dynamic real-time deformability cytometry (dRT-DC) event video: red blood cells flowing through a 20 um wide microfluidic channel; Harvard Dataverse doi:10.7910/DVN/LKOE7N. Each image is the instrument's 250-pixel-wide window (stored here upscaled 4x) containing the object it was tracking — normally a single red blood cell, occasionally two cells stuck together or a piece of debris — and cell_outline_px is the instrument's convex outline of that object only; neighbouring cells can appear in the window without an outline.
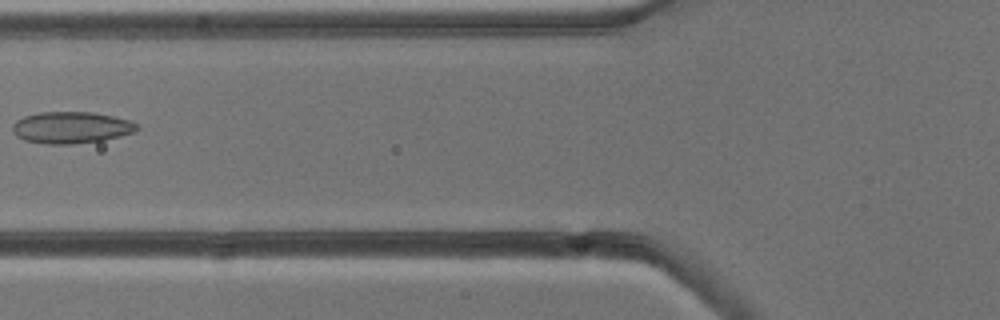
{"species": "common noctule bat (a hibernating species)", "species_latin": "Nyctalus noctula", "temperature_condition": "cold", "stored_images_in_passage": 4, "camera_frame_rate_fps": 3000, "um_per_image_px": 0.085, "animal": {"sex": "male", "body_mass_g": 13.3}, "frame": {"image": 1, "passage_image": 3, "time_ms": 2.333, "image_size_px": [1000, 320], "cell_outline_px": [[140, 128], [132, 132], [120, 136], [104, 140], [72, 144], [48, 144], [24, 140], [16, 136], [12, 132], [12, 124], [16, 120], [24, 116], [40, 112], [92, 112], [112, 116], [128, 120], [136, 124]], "centroid_in_image_um": [6.01, 10.84], "position_along_channel_um": 119.8, "area_um2": 22.95}}
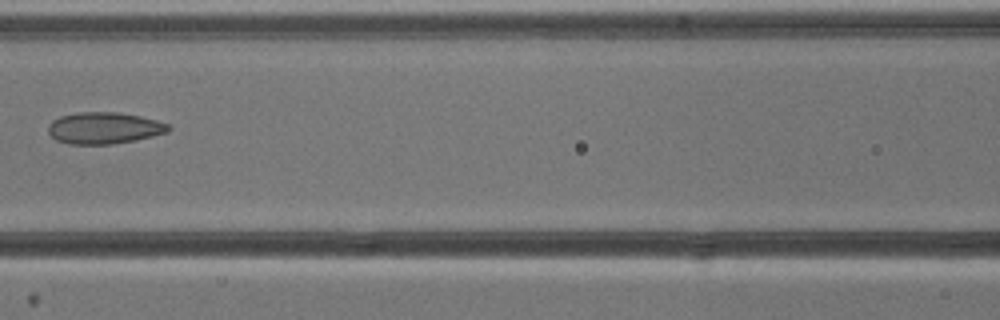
{"frame": {"image": 2, "passage_image": 4, "time_ms": 3.333, "image_size_px": [1000, 320], "cell_outline_px": [[172, 128], [168, 132], [136, 140], [112, 144], [68, 144], [56, 140], [48, 132], [48, 124], [52, 120], [60, 116], [80, 112], [116, 112], [140, 116], [156, 120], [168, 124]], "centroid_in_image_um": [8.84, 10.88], "position_along_channel_um": 157.8, "area_um2": 22.2}}